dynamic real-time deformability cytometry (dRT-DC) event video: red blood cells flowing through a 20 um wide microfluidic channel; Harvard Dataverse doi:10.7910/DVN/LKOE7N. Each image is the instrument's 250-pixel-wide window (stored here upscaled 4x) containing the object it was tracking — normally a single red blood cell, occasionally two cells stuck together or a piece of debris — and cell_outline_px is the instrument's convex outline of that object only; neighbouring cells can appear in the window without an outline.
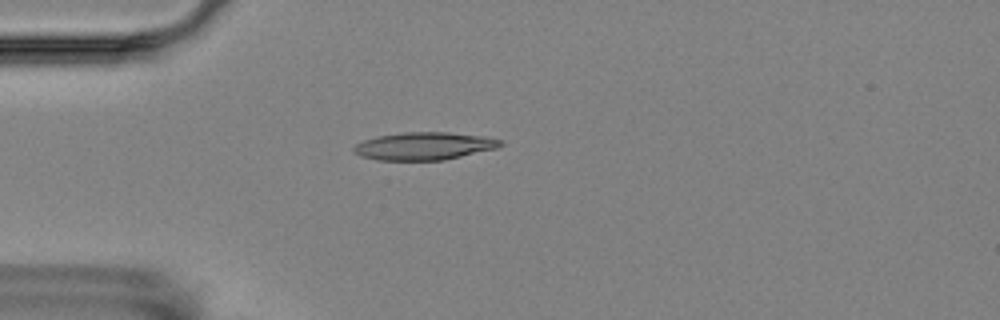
{"species": "Egyptian fruit bat (a non-hibernating species)", "species_latin": "Rousettus aegyptiacus", "temperature_condition": "room temperature", "stored_images_in_passage": 5, "camera_frame_rate_fps": 3000, "um_per_image_px": 0.085, "animal": {"sex": "female"}, "frame": {"image": 1, "passage_image": 4, "time_ms": 3.667, "image_size_px": [1000, 320], "cell_outline_px": [[504, 144], [496, 148], [444, 160], [376, 160], [360, 156], [352, 152], [352, 148], [356, 144], [364, 140], [376, 136], [404, 132], [448, 132], [484, 136], [504, 140]], "centroid_in_image_um": [36.03, 12.41], "position_along_channel_um": 49.0, "area_um2": 23.81}}